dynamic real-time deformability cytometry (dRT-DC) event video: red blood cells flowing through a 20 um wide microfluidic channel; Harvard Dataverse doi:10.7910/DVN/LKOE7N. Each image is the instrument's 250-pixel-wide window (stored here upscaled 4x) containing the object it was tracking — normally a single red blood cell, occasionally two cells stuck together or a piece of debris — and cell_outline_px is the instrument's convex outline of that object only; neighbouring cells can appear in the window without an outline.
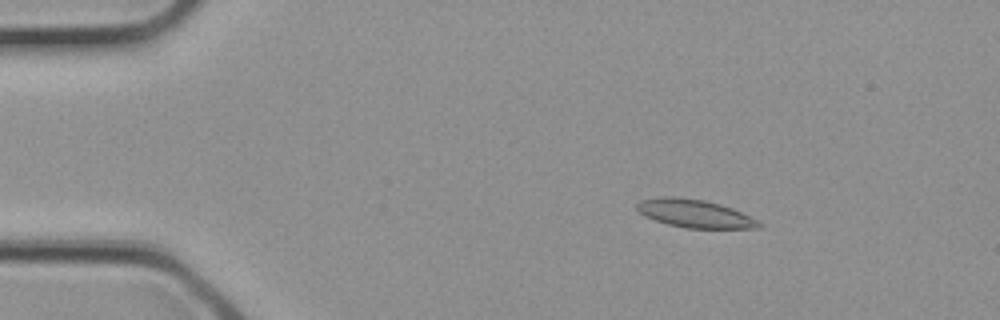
{"species": "common noctule bat (a hibernating species)", "species_latin": "Nyctalus noctula", "temperature_condition": "cold", "stored_images_in_passage": 2, "camera_frame_rate_fps": 3000, "um_per_image_px": 0.085, "animal": {"sex": "female", "body_mass_g": 21.9}, "frame": {"image": 1, "passage_image": 1, "time_ms": 0.0, "image_size_px": [1000, 320], "cell_outline_px": [[764, 224], [760, 228], [688, 228], [668, 224], [644, 216], [636, 208], [636, 204], [640, 200], [660, 196], [676, 196], [704, 200], [720, 204], [732, 208]], "centroid_in_image_um": [59.02, 18.14], "position_along_channel_um": 26.0, "area_um2": 19.88}}